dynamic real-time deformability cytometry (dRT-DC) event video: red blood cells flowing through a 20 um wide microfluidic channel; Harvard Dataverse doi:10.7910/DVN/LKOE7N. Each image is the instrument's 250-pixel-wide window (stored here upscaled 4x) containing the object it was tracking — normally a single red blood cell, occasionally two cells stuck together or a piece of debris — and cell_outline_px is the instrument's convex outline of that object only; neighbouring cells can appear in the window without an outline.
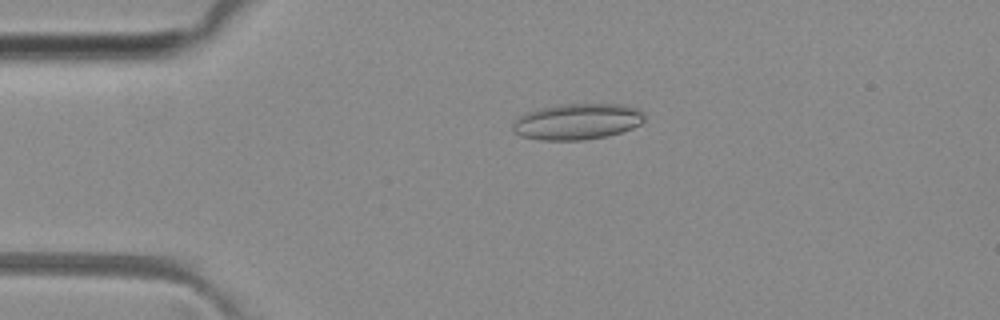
{"species": "common noctule bat (a hibernating species)", "species_latin": "Nyctalus noctula", "temperature_condition": "room temperature", "stored_images_in_passage": 50, "camera_frame_rate_fps": 3000, "um_per_image_px": 0.085, "animal": {"sex": "female", "body_mass_g": 29.2, "forearm_length_mm": 56.3}, "frame": {"image": 1, "passage_image": 11, "time_ms": 3.333, "image_size_px": [1000, 320], "cell_outline_px": [[644, 120], [640, 124], [632, 128], [608, 136], [584, 140], [540, 140], [520, 136], [512, 132], [512, 120], [524, 112], [540, 108], [564, 104], [624, 104], [636, 108], [644, 116]], "centroid_in_image_um": [48.99, 10.34], "position_along_channel_um": 36.0, "area_um2": 27.92}}
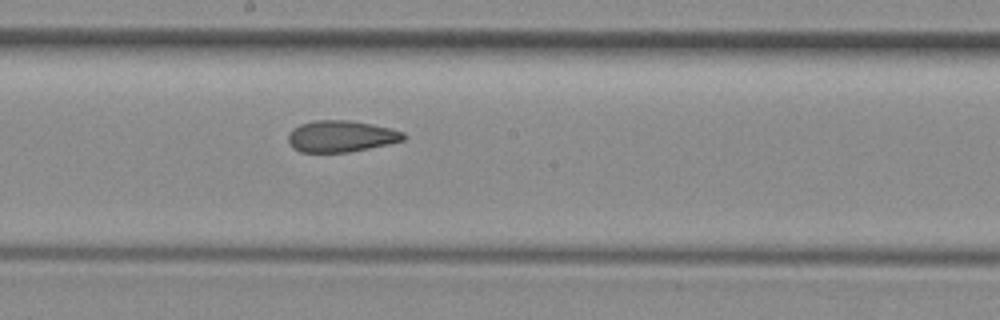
{"frame": {"image": 2, "passage_image": 27, "time_ms": 8.667, "image_size_px": [1000, 320], "cell_outline_px": [[408, 136], [404, 140], [388, 144], [348, 152], [300, 152], [292, 148], [288, 140], [288, 136], [292, 128], [300, 124], [316, 120], [352, 120], [392, 128], [404, 132]], "centroid_in_image_um": [29.0, 11.57], "position_along_channel_um": 219.2, "area_um2": 21.33}}
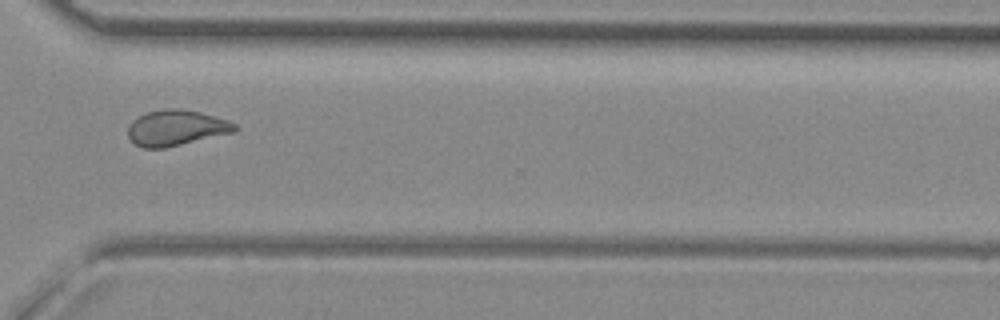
{"frame": {"image": 3, "passage_image": 37, "time_ms": 12.0, "image_size_px": [1000, 320], "cell_outline_px": [[236, 132], [164, 148], [144, 148], [136, 144], [128, 136], [128, 128], [132, 120], [148, 112], [164, 108], [180, 108], [200, 112], [228, 120], [236, 124]], "centroid_in_image_um": [14.99, 10.86], "position_along_channel_um": 355.6, "area_um2": 22.14}, "authors_computed_cell_mechanics": {"area_um2": 22.6865, "velocity_mm_per_s": 4.0953, "shape_relaxation_time_tau1_ms": null, "shape_relaxation_time_tau2_ms": 2.3166, "deformation_change_tau1": null, "deformation_change_tau2": 0.0945}}